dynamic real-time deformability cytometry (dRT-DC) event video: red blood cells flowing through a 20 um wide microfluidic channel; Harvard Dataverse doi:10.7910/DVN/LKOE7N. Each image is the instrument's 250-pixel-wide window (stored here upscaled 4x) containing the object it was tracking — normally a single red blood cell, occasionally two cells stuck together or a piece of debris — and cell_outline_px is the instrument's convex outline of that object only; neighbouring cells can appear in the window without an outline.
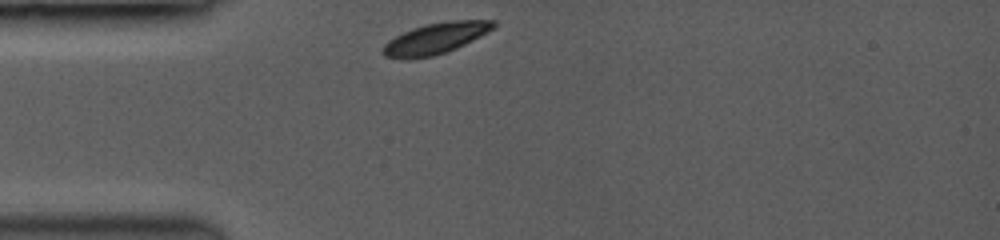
{"species": "common noctule bat (a hibernating species)", "species_latin": "Nyctalus noctula", "temperature_condition": "room temperature", "stored_images_in_passage": 36, "camera_frame_rate_fps": 3500, "um_per_image_px": 0.085, "animal": {"sex": "female", "body_mass_g": 19.0, "forearm_length_mm": 53.3}, "frame": {"image": 1, "passage_image": 1, "time_ms": 0.0, "image_size_px": [1000, 240], "cell_outline_px": [[496, 24], [488, 32], [456, 48], [432, 56], [384, 56], [380, 52], [384, 44], [388, 40], [412, 28], [424, 24], [448, 20], [496, 20]], "centroid_in_image_um": [37.06, 3.21], "position_along_channel_um": 47.9, "area_um2": 19.36}}
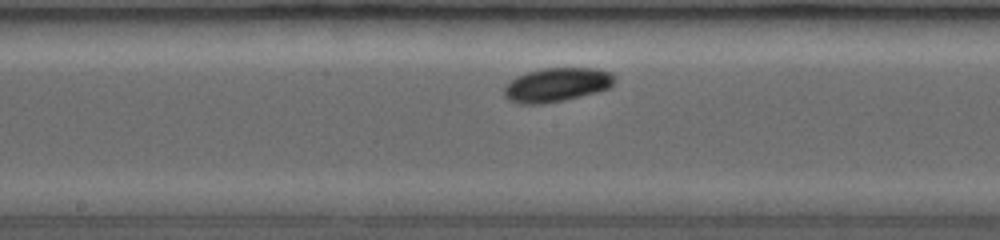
{"frame": {"image": 2, "passage_image": 16, "time_ms": 4.286, "image_size_px": [1000, 240], "cell_outline_px": [[616, 80], [608, 88], [560, 100], [536, 104], [528, 104], [512, 100], [504, 92], [504, 84], [516, 76], [528, 72], [544, 68], [596, 68], [612, 72], [616, 76]], "centroid_in_image_um": [47.34, 7.16], "position_along_channel_um": 200.9, "area_um2": 21.27}}
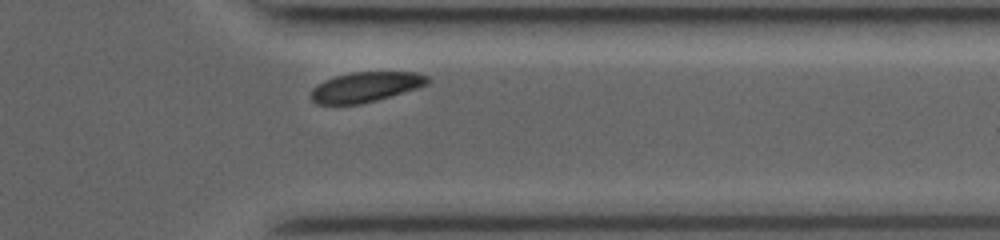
{"frame": {"image": 3, "passage_image": 32, "time_ms": 8.857, "image_size_px": [1000, 240], "cell_outline_px": [[428, 84], [416, 88], [376, 100], [360, 104], [316, 104], [312, 100], [312, 88], [316, 84], [324, 80], [336, 76], [352, 72], [412, 72], [428, 76]], "centroid_in_image_um": [31.04, 7.39], "position_along_channel_um": 380.4, "area_um2": 20.11}, "authors_computed_cell_mechanics": {"area_um2": 20.7502, "velocity_mm_per_s": 3.9016, "shape_relaxation_time_tau1_ms": 0.5952, "shape_relaxation_time_tau2_ms": null, "deformation_change_tau1": 0.0522, "deformation_change_tau2": null}}